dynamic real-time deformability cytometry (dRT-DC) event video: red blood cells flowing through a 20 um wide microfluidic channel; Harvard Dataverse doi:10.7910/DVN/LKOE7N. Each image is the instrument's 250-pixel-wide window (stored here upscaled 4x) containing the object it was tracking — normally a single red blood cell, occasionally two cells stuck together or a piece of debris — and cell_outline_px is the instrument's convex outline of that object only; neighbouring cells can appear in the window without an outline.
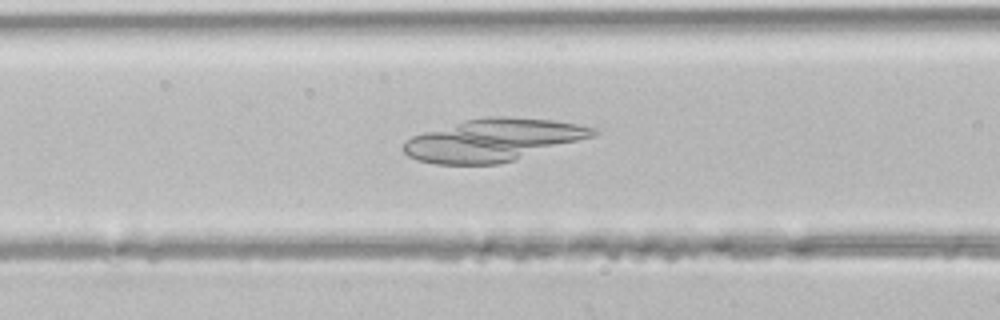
{"species": "common noctule bat (a hibernating species)", "species_latin": "Nyctalus noctula", "temperature_condition": "room temperature", "stored_images_in_passage": 43, "camera_frame_rate_fps": 3000, "um_per_image_px": 0.085, "animal": {"sex": "male", "body_mass_g": 21.5, "forearm_length_mm": 52.0}, "frame": {"image": 1, "passage_image": 17, "time_ms": 5.333, "image_size_px": [1000, 320], "cell_outline_px": [[600, 132], [592, 136], [512, 160], [496, 164], [436, 164], [420, 160], [408, 156], [404, 152], [404, 144], [412, 136], [424, 132], [464, 120], [484, 116], [504, 116], [552, 120], [576, 124], [596, 128]], "centroid_in_image_um": [41.88, 11.89], "position_along_channel_um": 124.7, "area_um2": 46.01}}
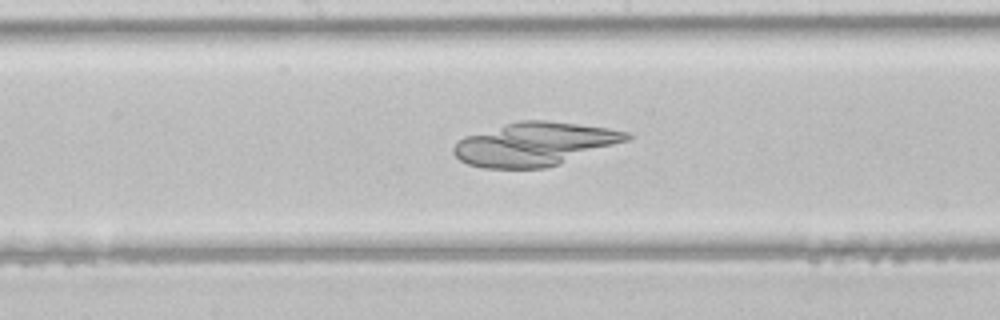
{"frame": {"image": 2, "passage_image": 22, "time_ms": 7.0, "image_size_px": [1000, 320], "cell_outline_px": [[632, 136], [628, 140], [544, 168], [484, 168], [468, 164], [460, 160], [452, 152], [452, 148], [456, 140], [464, 136], [520, 120], [548, 120], [608, 128], [628, 132]], "centroid_in_image_um": [45.37, 12.24], "position_along_channel_um": 202.8, "area_um2": 43.23}}
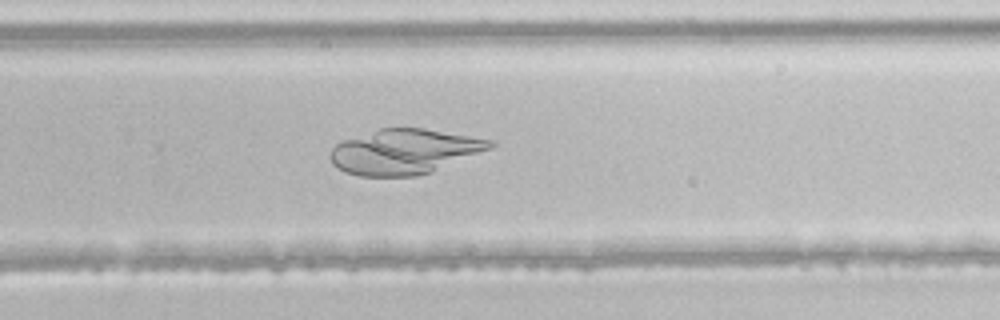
{"frame": {"image": 3, "passage_image": 28, "time_ms": 9.0, "image_size_px": [1000, 320], "cell_outline_px": [[496, 144], [492, 148], [432, 172], [416, 176], [360, 176], [344, 172], [332, 164], [328, 156], [332, 148], [336, 144], [344, 140], [380, 128], [424, 128], [496, 140]], "centroid_in_image_um": [34.39, 12.89], "position_along_channel_um": 295.4, "area_um2": 42.14}}